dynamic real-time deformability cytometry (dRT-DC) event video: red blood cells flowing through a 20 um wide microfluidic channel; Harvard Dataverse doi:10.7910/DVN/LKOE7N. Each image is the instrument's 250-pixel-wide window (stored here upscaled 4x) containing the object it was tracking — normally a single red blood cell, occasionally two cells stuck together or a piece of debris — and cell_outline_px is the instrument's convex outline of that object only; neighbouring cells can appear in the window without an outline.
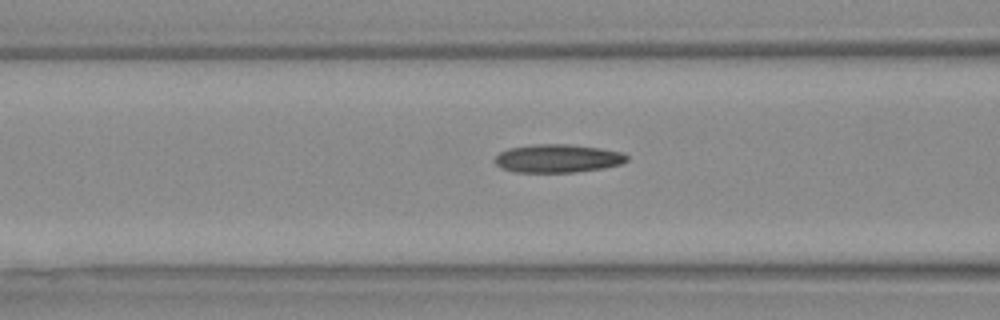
{"species": "Egyptian fruit bat (a non-hibernating species)", "species_latin": "Rousettus aegyptiacus", "temperature_condition": "warm", "stored_images_in_passage": 37, "camera_frame_rate_fps": 3000, "um_per_image_px": 0.085, "animal": {"sex": "female"}, "frame": {"image": 1, "passage_image": 16, "time_ms": 5.0, "image_size_px": [1000, 320], "cell_outline_px": [[628, 160], [620, 164], [604, 168], [572, 172], [516, 172], [500, 168], [492, 160], [500, 152], [508, 148], [536, 144], [568, 144], [600, 148], [624, 152], [628, 156]], "centroid_in_image_um": [47.39, 13.46], "position_along_channel_um": 119.2, "area_um2": 21.85}}